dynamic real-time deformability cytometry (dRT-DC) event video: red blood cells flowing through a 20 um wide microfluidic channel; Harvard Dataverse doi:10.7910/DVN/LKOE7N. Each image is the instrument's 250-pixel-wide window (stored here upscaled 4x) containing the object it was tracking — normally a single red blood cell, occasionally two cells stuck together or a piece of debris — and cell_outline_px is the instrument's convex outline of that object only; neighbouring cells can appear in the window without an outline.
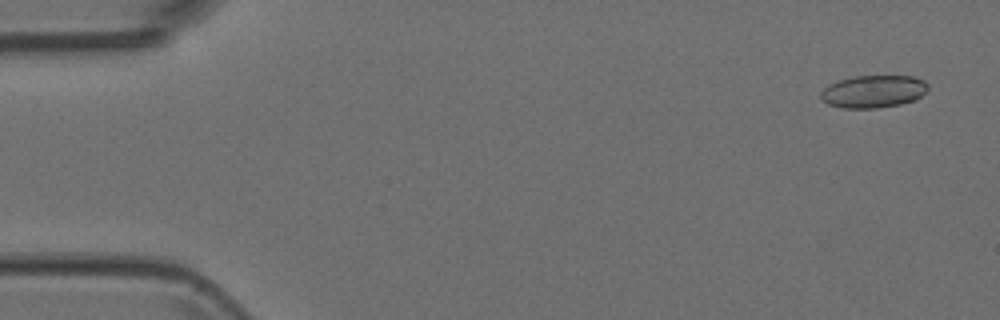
{"species": "Egyptian fruit bat (a non-hibernating species)", "species_latin": "Rousettus aegyptiacus", "temperature_condition": "room temperature", "stored_images_in_passage": 4, "camera_frame_rate_fps": 3000, "um_per_image_px": 0.085, "animal": {"sex": "female"}, "frame": {"image": 1, "passage_image": 1, "time_ms": 0.0, "image_size_px": [1000, 320], "cell_outline_px": [[928, 88], [916, 100], [900, 104], [876, 108], [844, 108], [828, 104], [820, 100], [820, 92], [828, 84], [836, 80], [852, 76], [912, 76], [924, 80], [928, 84]], "centroid_in_image_um": [74.2, 7.77], "position_along_channel_um": 10.8, "area_um2": 20.52}}
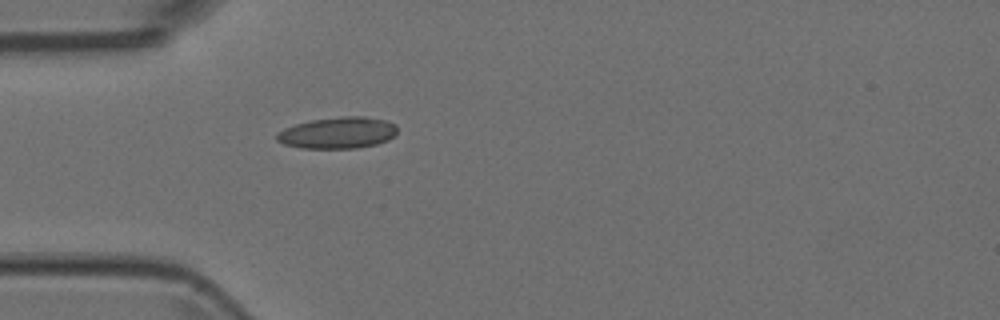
{"frame": {"image": 2, "passage_image": 4, "time_ms": 1.0, "image_size_px": [1000, 320], "cell_outline_px": [[396, 132], [388, 140], [376, 144], [356, 148], [300, 148], [284, 144], [276, 140], [276, 132], [284, 128], [296, 124], [312, 120], [340, 116], [364, 116], [388, 120], [396, 124]], "centroid_in_image_um": [28.7, 11.28], "position_along_channel_um": 56.3, "area_um2": 22.2}}